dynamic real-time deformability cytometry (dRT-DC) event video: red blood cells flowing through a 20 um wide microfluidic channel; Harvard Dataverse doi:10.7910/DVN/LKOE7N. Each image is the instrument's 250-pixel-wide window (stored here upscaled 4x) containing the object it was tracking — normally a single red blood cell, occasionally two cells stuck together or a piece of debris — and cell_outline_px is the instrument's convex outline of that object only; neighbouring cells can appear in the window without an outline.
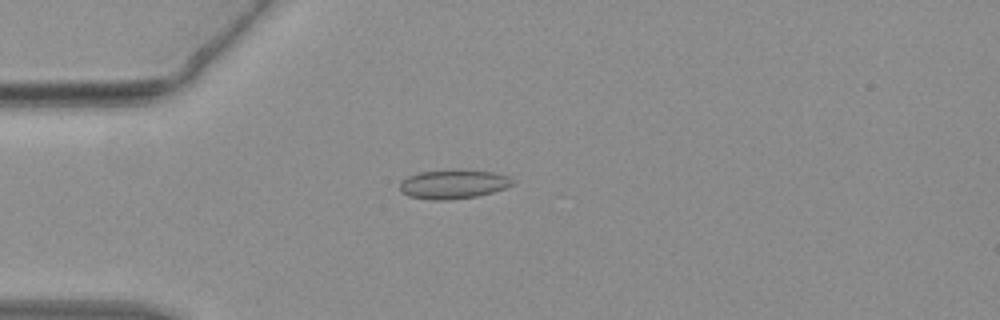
{"species": "common noctule bat (a hibernating species)", "species_latin": "Nyctalus noctula", "temperature_condition": "warm", "stored_images_in_passage": 32, "camera_frame_rate_fps": 3000, "um_per_image_px": 0.085, "animal": {"sex": "female", "body_mass_g": 19.3, "forearm_length_mm": 54.1}, "frame": {"image": 1, "passage_image": 7, "time_ms": 2.0, "image_size_px": [1000, 320], "cell_outline_px": [[512, 184], [504, 188], [492, 192], [476, 196], [448, 200], [432, 200], [408, 196], [400, 192], [400, 180], [408, 176], [420, 172], [492, 172], [508, 176], [512, 180]], "centroid_in_image_um": [38.45, 15.7], "position_along_channel_um": 46.5, "area_um2": 18.26}}
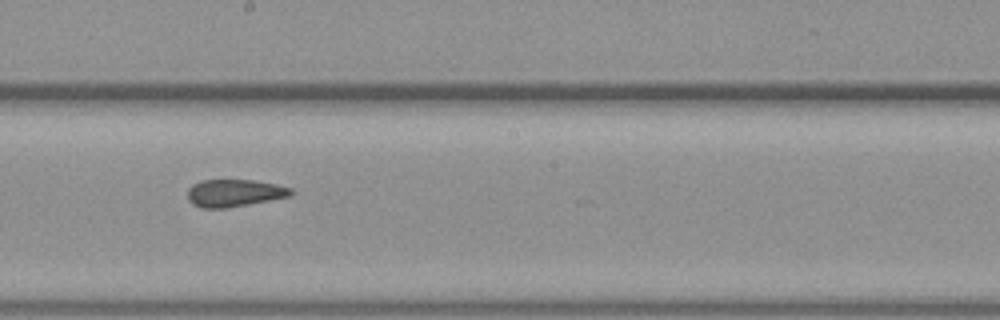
{"frame": {"image": 2, "passage_image": 20, "time_ms": 6.333, "image_size_px": [1000, 320], "cell_outline_px": [[296, 192], [292, 196], [248, 204], [224, 208], [204, 208], [192, 204], [188, 200], [188, 188], [192, 184], [200, 180], [252, 180], [276, 184], [292, 188]], "centroid_in_image_um": [19.94, 16.4], "position_along_channel_um": 228.3, "area_um2": 16.59}}
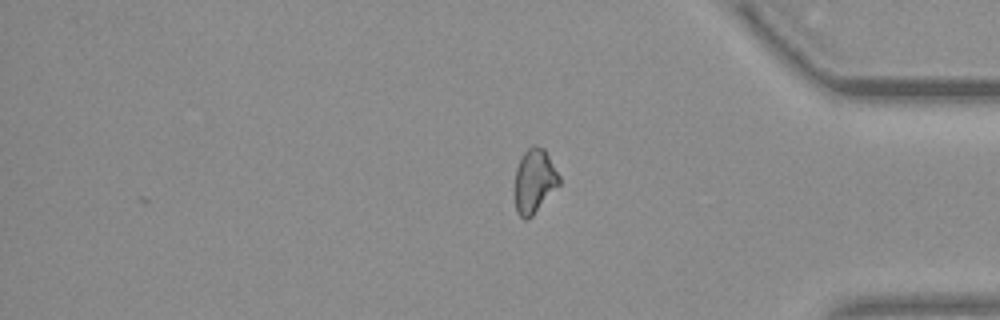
{"frame": {"image": 3, "passage_image": 32, "time_ms": 10.333, "image_size_px": [1000, 320], "cell_outline_px": [[560, 184], [532, 216], [528, 220], [524, 220], [516, 212], [516, 168], [524, 152], [532, 144], [536, 144], [544, 148], [560, 176]], "centroid_in_image_um": [45.44, 15.37], "position_along_channel_um": 389.8, "area_um2": 16.47}}